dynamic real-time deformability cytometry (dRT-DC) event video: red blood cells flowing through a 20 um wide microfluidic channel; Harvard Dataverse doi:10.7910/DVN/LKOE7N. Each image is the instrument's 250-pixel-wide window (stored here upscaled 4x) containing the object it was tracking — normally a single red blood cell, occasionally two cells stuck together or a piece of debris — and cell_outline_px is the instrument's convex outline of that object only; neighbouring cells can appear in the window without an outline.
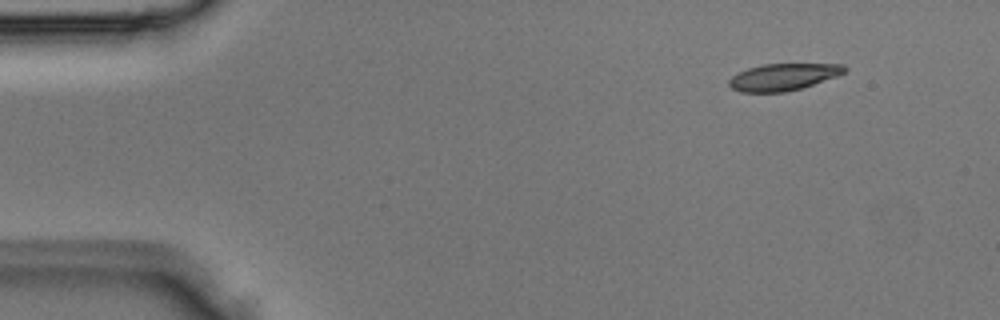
{"species": "Egyptian fruit bat (a non-hibernating species)", "species_latin": "Rousettus aegyptiacus", "temperature_condition": "room temperature", "stored_images_in_passage": 3, "segment_of_instrument_passage": [2, 2], "camera_frame_rate_fps": 3000, "um_per_image_px": 0.085, "animal": {"sex": "male"}, "frame": {"image": 1, "passage_image": 3, "time_ms": 0.667, "image_size_px": [1000, 320], "cell_outline_px": [[848, 68], [844, 72], [836, 76], [800, 88], [784, 92], [740, 92], [732, 88], [728, 84], [728, 80], [732, 76], [748, 68], [764, 64], [844, 64]], "centroid_in_image_um": [66.55, 6.54], "position_along_channel_um": 18.4, "area_um2": 17.86}}